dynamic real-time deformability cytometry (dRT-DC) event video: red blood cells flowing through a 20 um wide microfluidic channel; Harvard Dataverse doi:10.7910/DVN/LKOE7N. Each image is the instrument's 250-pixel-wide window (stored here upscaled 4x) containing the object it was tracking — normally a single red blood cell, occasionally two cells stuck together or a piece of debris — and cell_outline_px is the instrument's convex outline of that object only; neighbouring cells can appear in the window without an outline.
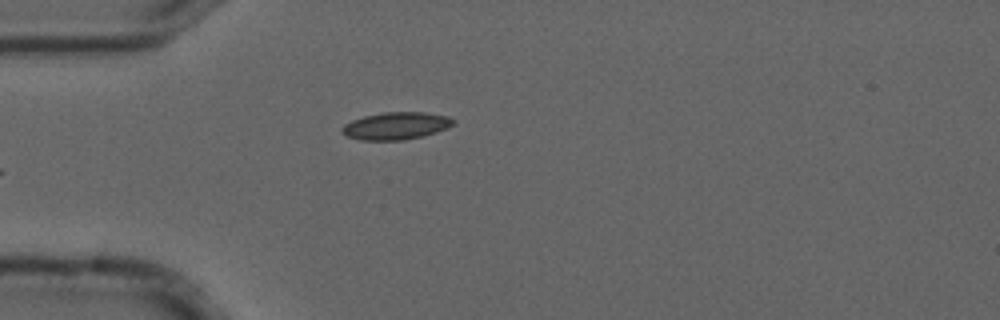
{"species": "common noctule bat (a hibernating species)", "species_latin": "Nyctalus noctula", "temperature_condition": "cold", "stored_images_in_passage": 5, "camera_frame_rate_fps": 3000, "um_per_image_px": 0.085, "animal": {"sex": "male", "forearm_length_mm": 52.5}, "frame": {"image": 1, "passage_image": 5, "time_ms": 1.333, "image_size_px": [1000, 320], "cell_outline_px": [[456, 120], [448, 128], [424, 136], [404, 140], [360, 140], [344, 136], [340, 132], [340, 128], [344, 124], [352, 120], [364, 116], [384, 112], [424, 112], [448, 116]], "centroid_in_image_um": [33.63, 10.7], "position_along_channel_um": 51.4, "area_um2": 17.98}}